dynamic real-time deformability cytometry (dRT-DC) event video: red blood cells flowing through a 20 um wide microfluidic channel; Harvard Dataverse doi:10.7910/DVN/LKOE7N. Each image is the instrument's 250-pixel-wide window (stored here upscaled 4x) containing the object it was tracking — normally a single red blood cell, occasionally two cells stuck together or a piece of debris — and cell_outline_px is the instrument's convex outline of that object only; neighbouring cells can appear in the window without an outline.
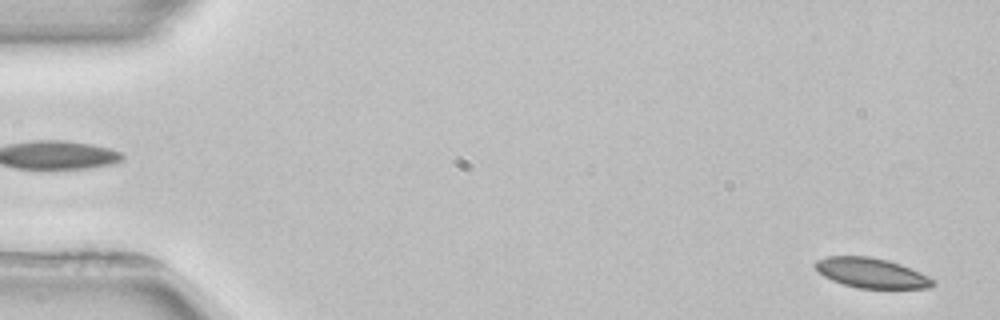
{"species": "common noctule bat (a hibernating species)", "species_latin": "Nyctalus noctula", "temperature_condition": "room temperature", "stored_images_in_passage": 5, "segment_of_instrument_passage": [2, 2], "camera_frame_rate_fps": 3000, "um_per_image_px": 0.085, "animal": {"sex": "female", "body_mass_g": 22.7, "forearm_length_mm": 54.2}, "frame": {"image": 1, "passage_image": 5, "time_ms": 5.667, "image_size_px": [1000, 320], "cell_outline_px": [[936, 284], [928, 288], [856, 288], [832, 280], [824, 276], [812, 264], [816, 260], [828, 256], [868, 256], [888, 260], [900, 264], [920, 272], [936, 280]], "centroid_in_image_um": [74.08, 23.2], "position_along_channel_um": 10.9, "area_um2": 20.52}}